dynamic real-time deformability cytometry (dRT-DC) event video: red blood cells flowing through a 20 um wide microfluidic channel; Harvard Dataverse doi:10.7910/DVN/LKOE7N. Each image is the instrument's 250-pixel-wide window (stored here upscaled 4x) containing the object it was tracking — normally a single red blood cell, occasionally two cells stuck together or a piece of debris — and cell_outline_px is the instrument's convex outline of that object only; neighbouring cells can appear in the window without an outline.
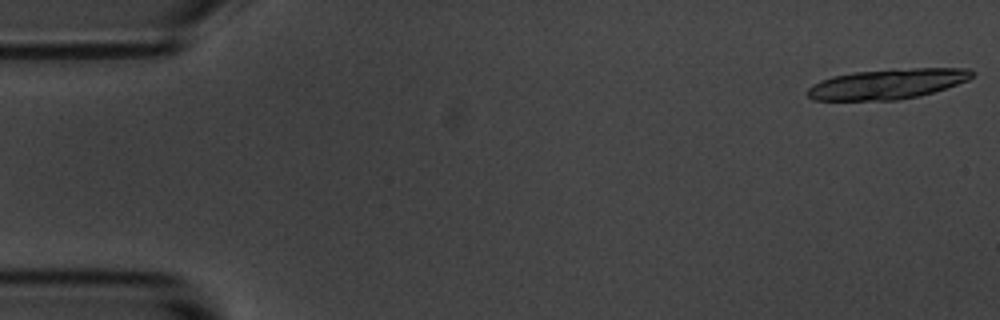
{"species": "common noctule bat (a hibernating species)", "species_latin": "Nyctalus noctula", "temperature_condition": "room temperature", "stored_images_in_passage": 18, "camera_frame_rate_fps": 3000, "um_per_image_px": 0.085, "animal": {"sex": "male", "body_mass_g": 20.1, "forearm_length_mm": 53.5}, "frame": {"image": 1, "passage_image": 1, "time_ms": 0.0, "image_size_px": [1000, 320], "cell_outline_px": [[976, 72], [968, 80], [920, 96], [896, 100], [812, 100], [808, 96], [808, 88], [812, 84], [820, 80], [832, 76], [852, 72], [892, 68], [968, 68]], "centroid_in_image_um": [75.41, 7.12], "position_along_channel_um": 9.6, "area_um2": 29.13}}